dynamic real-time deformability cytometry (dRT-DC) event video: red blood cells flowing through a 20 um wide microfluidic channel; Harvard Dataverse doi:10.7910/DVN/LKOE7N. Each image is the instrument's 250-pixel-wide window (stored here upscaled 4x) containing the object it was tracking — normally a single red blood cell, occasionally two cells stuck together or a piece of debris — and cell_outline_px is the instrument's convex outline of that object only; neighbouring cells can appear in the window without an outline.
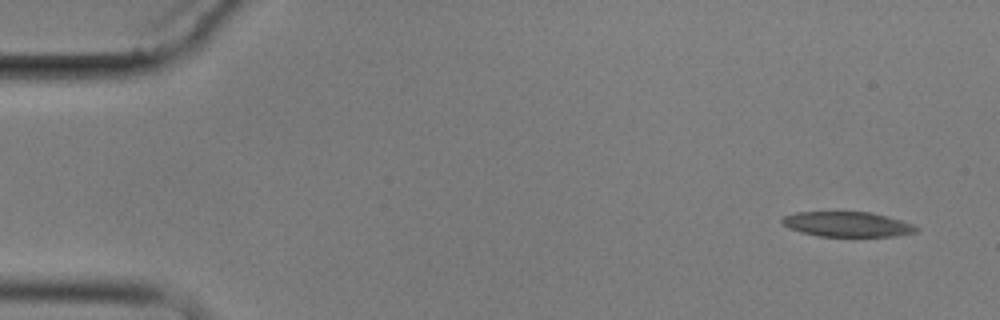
{"species": "common noctule bat (a hibernating species)", "species_latin": "Nyctalus noctula", "temperature_condition": "cold", "stored_images_in_passage": 6, "camera_frame_rate_fps": 3000, "um_per_image_px": 0.085, "animal": {"sex": "male", "body_mass_g": 17.9}, "frame": {"image": 1, "passage_image": 1, "time_ms": 0.0, "image_size_px": [1000, 320], "cell_outline_px": [[920, 228], [916, 232], [896, 236], [820, 236], [800, 232], [788, 228], [780, 220], [784, 216], [796, 212], [872, 212], [888, 216], [912, 224]], "centroid_in_image_um": [72.03, 19.06], "position_along_channel_um": 13.0, "area_um2": 19.54}}
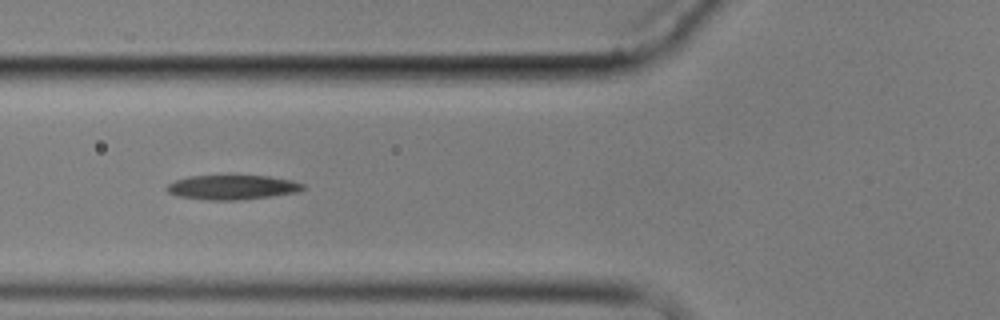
{"frame": {"image": 2, "passage_image": 5, "time_ms": 6.0, "image_size_px": [1000, 320], "cell_outline_px": [[304, 188], [300, 192], [272, 196], [240, 200], [208, 200], [176, 196], [168, 192], [164, 188], [168, 184], [176, 180], [188, 176], [268, 176], [292, 180], [304, 184]], "centroid_in_image_um": [19.74, 15.93], "position_along_channel_um": 106.1, "area_um2": 19.54}}
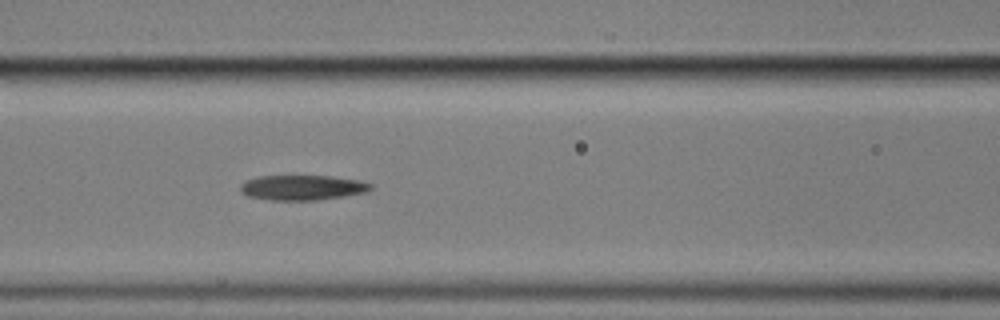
{"frame": {"image": 3, "passage_image": 6, "time_ms": 7.0, "image_size_px": [1000, 320], "cell_outline_px": [[372, 188], [368, 192], [344, 196], [316, 200], [268, 200], [248, 196], [240, 192], [240, 184], [248, 180], [260, 176], [328, 176], [360, 180], [372, 184]], "centroid_in_image_um": [25.71, 15.95], "position_along_channel_um": 140.9, "area_um2": 19.02}}